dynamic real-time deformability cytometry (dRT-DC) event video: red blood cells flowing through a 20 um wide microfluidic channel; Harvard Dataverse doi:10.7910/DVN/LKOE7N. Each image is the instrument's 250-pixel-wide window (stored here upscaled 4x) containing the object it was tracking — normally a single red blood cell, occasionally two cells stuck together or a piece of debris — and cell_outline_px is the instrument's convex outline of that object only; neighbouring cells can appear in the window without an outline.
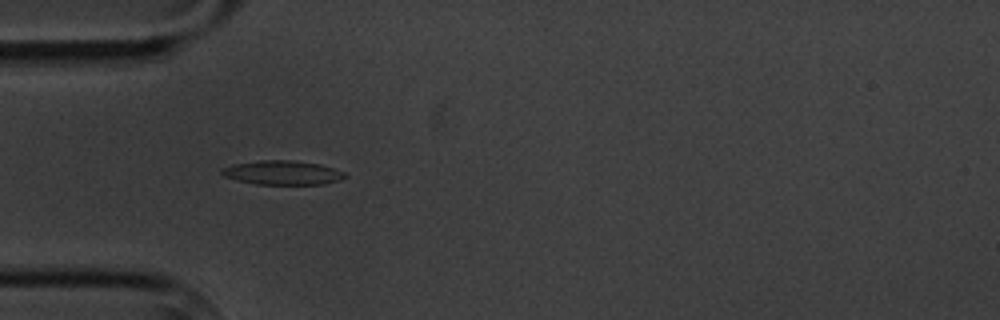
{"species": "common noctule bat (a hibernating species)", "species_latin": "Nyctalus noctula", "temperature_condition": "cold", "stored_images_in_passage": 7, "camera_frame_rate_fps": 3000, "um_per_image_px": 0.085, "animal": {"sex": "male", "body_mass_g": 20.1, "forearm_length_mm": 53.5}, "frame": {"image": 1, "passage_image": 5, "time_ms": 4.333, "image_size_px": [1000, 320], "cell_outline_px": [[348, 176], [340, 180], [324, 184], [256, 184], [224, 176], [220, 172], [220, 168], [232, 164], [260, 160], [292, 160], [320, 164], [344, 172]], "centroid_in_image_um": [24.01, 14.67], "position_along_channel_um": 61.0, "area_um2": 17.28}}
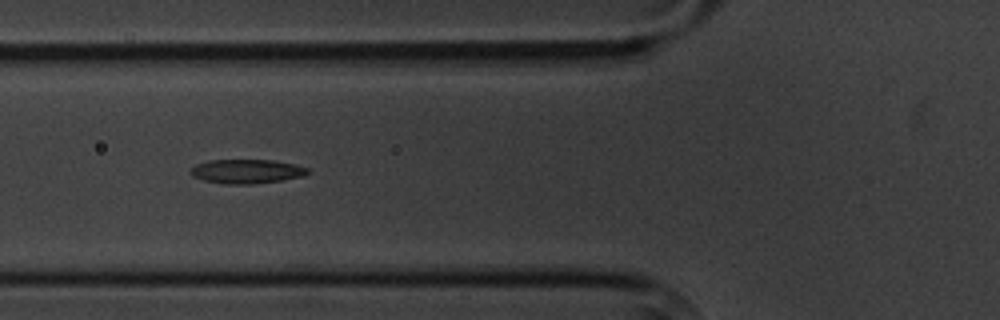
{"frame": {"image": 2, "passage_image": 6, "time_ms": 5.667, "image_size_px": [1000, 320], "cell_outline_px": [[308, 172], [304, 176], [280, 180], [252, 184], [228, 184], [204, 180], [192, 176], [188, 172], [196, 164], [208, 160], [272, 160], [292, 164], [308, 168]], "centroid_in_image_um": [20.92, 14.56], "position_along_channel_um": 104.9, "area_um2": 16.3}}
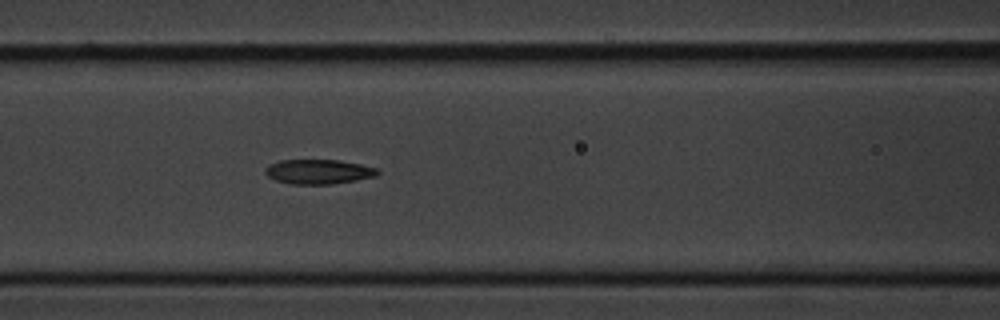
{"frame": {"image": 3, "passage_image": 7, "time_ms": 6.667, "image_size_px": [1000, 320], "cell_outline_px": [[380, 172], [376, 176], [356, 180], [332, 184], [288, 184], [276, 180], [268, 176], [264, 172], [264, 168], [268, 164], [280, 160], [340, 160], [380, 168]], "centroid_in_image_um": [27.08, 14.59], "position_along_channel_um": 139.5, "area_um2": 16.3}}